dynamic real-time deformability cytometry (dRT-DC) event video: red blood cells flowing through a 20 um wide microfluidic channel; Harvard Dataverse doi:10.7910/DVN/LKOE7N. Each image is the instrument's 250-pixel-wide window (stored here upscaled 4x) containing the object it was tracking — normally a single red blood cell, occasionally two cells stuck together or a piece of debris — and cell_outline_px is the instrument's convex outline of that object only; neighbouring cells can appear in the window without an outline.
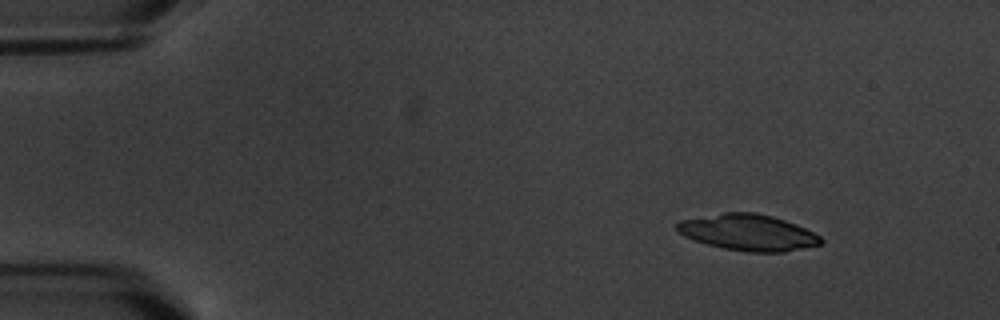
{"species": "common noctule bat (a hibernating species)", "species_latin": "Nyctalus noctula", "temperature_condition": "warm", "stored_images_in_passage": 4, "camera_frame_rate_fps": 3000, "um_per_image_px": 0.085, "animal": {"sex": "male", "body_mass_g": 20.1, "forearm_length_mm": 53.5}, "frame": {"image": 1, "passage_image": 1, "time_ms": 0.0, "image_size_px": [1000, 320], "cell_outline_px": [[824, 240], [820, 244], [804, 248], [784, 252], [748, 252], [724, 248], [708, 244], [684, 236], [676, 228], [676, 224], [680, 220], [724, 212], [756, 212], [772, 216], [796, 224], [820, 236]], "centroid_in_image_um": [63.6, 19.75], "position_along_channel_um": 21.4, "area_um2": 30.17}}